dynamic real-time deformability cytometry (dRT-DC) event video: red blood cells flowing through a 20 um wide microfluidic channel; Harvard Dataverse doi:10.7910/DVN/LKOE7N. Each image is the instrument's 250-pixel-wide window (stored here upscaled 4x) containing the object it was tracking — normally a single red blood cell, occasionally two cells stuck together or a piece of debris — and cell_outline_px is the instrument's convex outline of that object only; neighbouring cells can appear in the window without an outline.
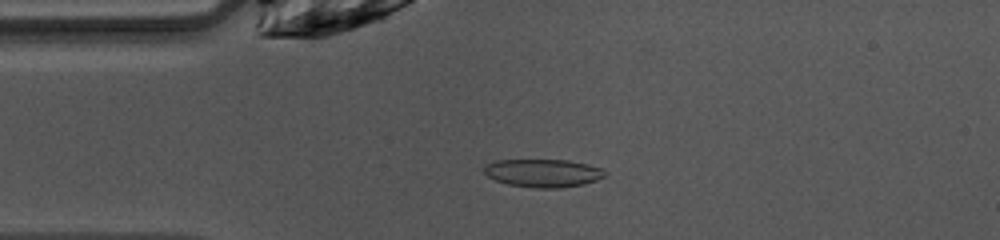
{"species": "common noctule bat (a hibernating species)", "species_latin": "Nyctalus noctula", "temperature_condition": "warm", "stored_images_in_passage": 42, "camera_frame_rate_fps": 3000, "um_per_image_px": 0.085, "animal": {"sex": "female", "body_mass_g": 10.0, "forearm_length_mm": 53.1}, "frame": {"image": 1, "passage_image": 10, "time_ms": 3.0, "image_size_px": [1000, 240], "cell_outline_px": [[604, 176], [596, 180], [584, 184], [560, 188], [536, 188], [508, 184], [496, 180], [488, 176], [484, 172], [484, 164], [496, 160], [568, 160], [588, 164], [600, 168], [604, 172]], "centroid_in_image_um": [46.13, 14.7], "position_along_channel_um": 38.9, "area_um2": 19.65}}
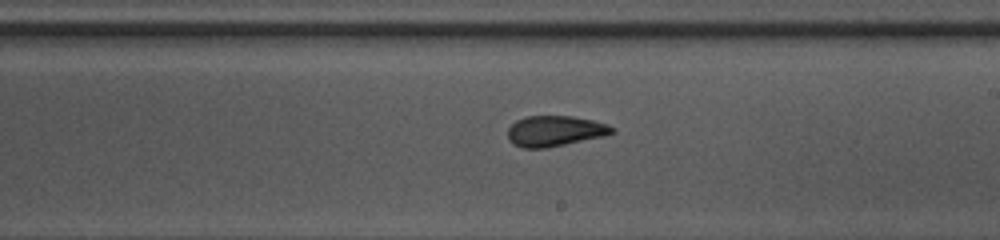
{"frame": {"image": 2, "passage_image": 26, "time_ms": 8.333, "image_size_px": [1000, 240], "cell_outline_px": [[616, 132], [604, 136], [548, 148], [520, 148], [512, 144], [508, 140], [508, 128], [516, 120], [528, 116], [572, 116], [592, 120], [608, 124], [616, 128]], "centroid_in_image_um": [47.17, 11.15], "position_along_channel_um": 241.8, "area_um2": 18.84}}
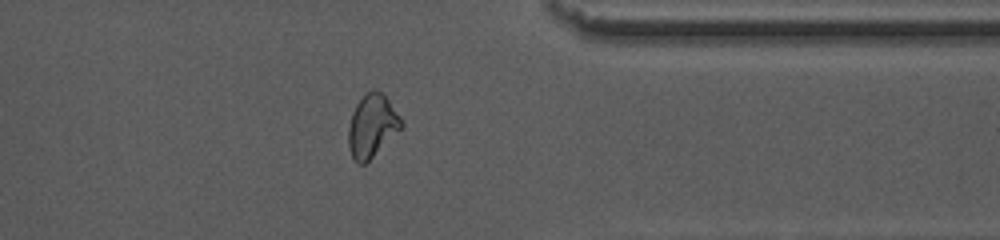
{"frame": {"image": 3, "passage_image": 37, "time_ms": 12.0, "image_size_px": [1000, 240], "cell_outline_px": [[404, 128], [364, 164], [356, 164], [348, 148], [348, 128], [352, 112], [356, 104], [372, 88], [376, 88], [388, 100], [400, 116], [404, 124]], "centroid_in_image_um": [31.63, 10.72], "position_along_channel_um": 379.8, "area_um2": 19.48}, "authors_computed_cell_mechanics": {"area_um2": 18.9006, "velocity_mm_per_s": 4.0646, "shape_relaxation_time_tau1_ms": 5.1314, "shape_relaxation_time_tau2_ms": 1.7493, "deformation_change_tau1": 0.183, "deformation_change_tau2": 0.0609}}